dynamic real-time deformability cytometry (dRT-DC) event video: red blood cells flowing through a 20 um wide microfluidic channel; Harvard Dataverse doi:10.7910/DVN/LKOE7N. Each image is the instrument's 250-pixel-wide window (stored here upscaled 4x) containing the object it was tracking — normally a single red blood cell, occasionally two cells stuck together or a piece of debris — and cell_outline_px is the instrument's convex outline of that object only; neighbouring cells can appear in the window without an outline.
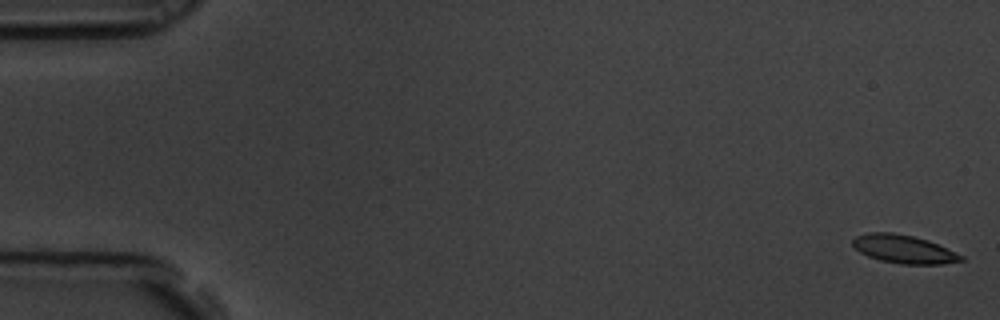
{"species": "common noctule bat (a hibernating species)", "species_latin": "Nyctalus noctula", "temperature_condition": "room temperature", "stored_images_in_passage": 59, "camera_frame_rate_fps": 3000, "um_per_image_px": 0.085, "animal": {"sex": "male", "body_mass_g": 19.5, "forearm_length_mm": 54.6}, "frame": {"image": 1, "passage_image": 1, "time_ms": 0.0, "image_size_px": [1000, 320], "cell_outline_px": [[964, 260], [940, 264], [900, 264], [880, 260], [868, 256], [860, 252], [852, 244], [852, 240], [856, 236], [868, 232], [892, 232], [912, 236], [928, 240], [964, 256]], "centroid_in_image_um": [76.8, 21.17], "position_along_channel_um": 8.2, "area_um2": 17.74}}
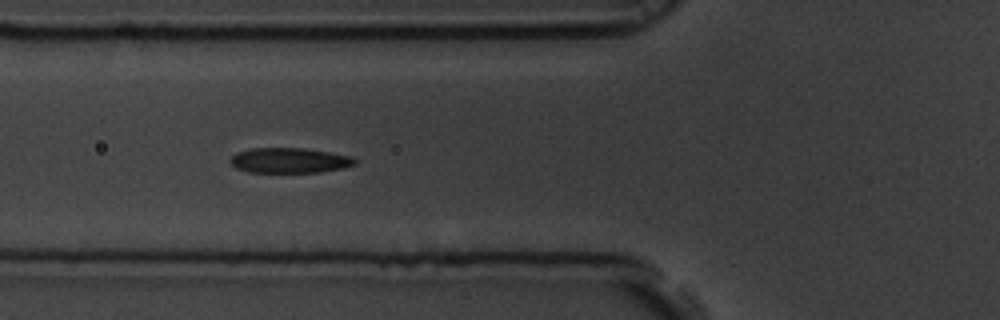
{"frame": {"image": 2, "passage_image": 22, "time_ms": 7.0, "image_size_px": [1000, 320], "cell_outline_px": [[356, 164], [344, 168], [320, 172], [248, 172], [236, 168], [228, 160], [236, 152], [252, 148], [304, 148], [352, 156], [356, 160]], "centroid_in_image_um": [24.6, 13.63], "position_along_channel_um": 101.2, "area_um2": 18.32}}
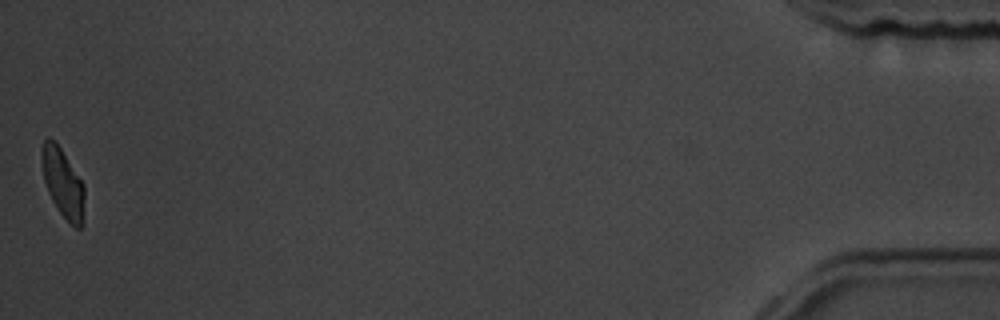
{"frame": {"image": 3, "passage_image": 59, "time_ms": 19.333, "image_size_px": [1000, 320], "cell_outline_px": [[84, 196], [80, 228], [76, 228], [60, 212], [52, 200], [48, 192], [44, 180], [40, 160], [40, 156], [44, 140], [48, 136], [60, 148], [84, 184]], "centroid_in_image_um": [5.3, 15.5], "position_along_channel_um": 429.9, "area_um2": 16.65}, "authors_computed_cell_mechanics": {"area_um2": 18.4382, "velocity_mm_per_s": 3.4448, "shape_relaxation_time_tau1_ms": 3.2709, "shape_relaxation_time_tau2_ms": 0.9939, "deformation_change_tau1": 0.1281, "deformation_change_tau2": 0.0522}}